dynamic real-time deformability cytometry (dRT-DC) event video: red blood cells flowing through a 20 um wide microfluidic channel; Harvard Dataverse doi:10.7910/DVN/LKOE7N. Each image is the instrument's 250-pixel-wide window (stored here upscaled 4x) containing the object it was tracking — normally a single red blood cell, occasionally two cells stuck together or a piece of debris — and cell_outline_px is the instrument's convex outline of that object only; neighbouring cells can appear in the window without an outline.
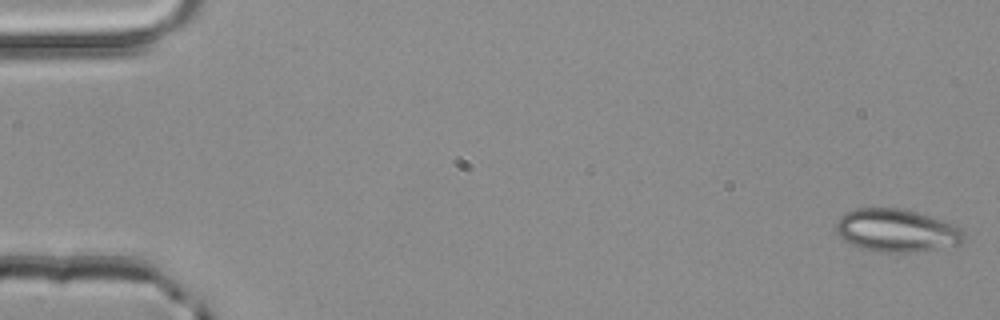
{"species": "common noctule bat (a hibernating species)", "species_latin": "Nyctalus noctula", "temperature_condition": "room temperature", "stored_images_in_passage": 52, "camera_frame_rate_fps": 3000, "um_per_image_px": 0.085, "animal": {"sex": "male", "body_mass_g": 20.4}, "frame": {"image": 1, "passage_image": 1, "time_ms": 0.0, "image_size_px": [1000, 320], "cell_outline_px": [[964, 240], [960, 244], [916, 252], [876, 252], [860, 248], [844, 240], [836, 232], [836, 224], [840, 216], [856, 208], [900, 208], [916, 212], [956, 224], [964, 232]], "centroid_in_image_um": [76.22, 19.59], "position_along_channel_um": 8.8, "area_um2": 31.96}}
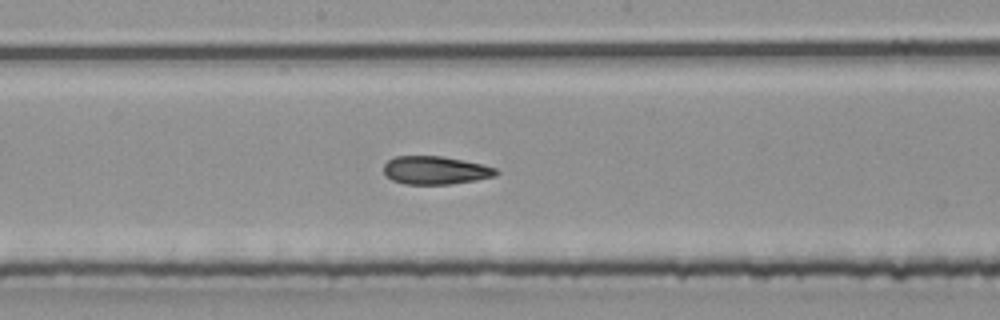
{"frame": {"image": 2, "passage_image": 28, "time_ms": 9.0, "image_size_px": [1000, 320], "cell_outline_px": [[500, 172], [496, 176], [476, 180], [448, 184], [404, 184], [392, 180], [384, 172], [384, 164], [388, 160], [396, 156], [440, 156], [464, 160], [496, 168]], "centroid_in_image_um": [37.02, 14.47], "position_along_channel_um": 211.2, "area_um2": 18.38}}
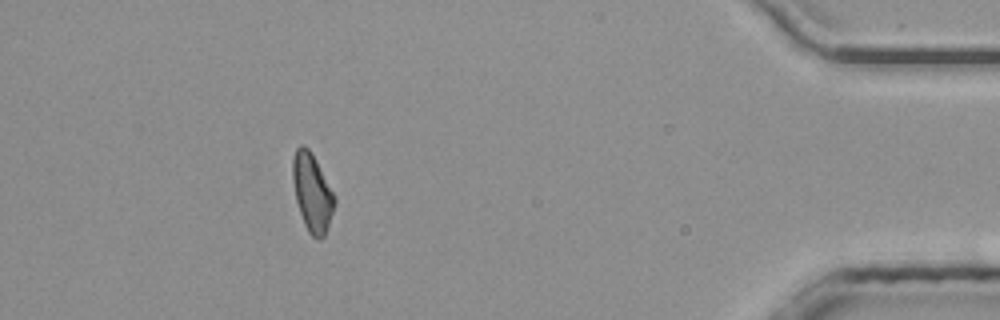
{"frame": {"image": 3, "passage_image": 47, "time_ms": 15.333, "image_size_px": [1000, 320], "cell_outline_px": [[336, 204], [324, 236], [320, 240], [316, 240], [308, 232], [304, 224], [296, 200], [292, 180], [292, 156], [296, 148], [300, 144], [304, 144], [308, 148], [316, 160], [336, 196]], "centroid_in_image_um": [26.53, 16.36], "position_along_channel_um": 408.7, "area_um2": 19.25}, "authors_computed_cell_mechanics": {"area_um2": 19.1896, "velocity_mm_per_s": 4.0183, "shape_relaxation_time_tau1_ms": null, "shape_relaxation_time_tau2_ms": 2.3647, "deformation_change_tau1": null, "deformation_change_tau2": 0.0993}}